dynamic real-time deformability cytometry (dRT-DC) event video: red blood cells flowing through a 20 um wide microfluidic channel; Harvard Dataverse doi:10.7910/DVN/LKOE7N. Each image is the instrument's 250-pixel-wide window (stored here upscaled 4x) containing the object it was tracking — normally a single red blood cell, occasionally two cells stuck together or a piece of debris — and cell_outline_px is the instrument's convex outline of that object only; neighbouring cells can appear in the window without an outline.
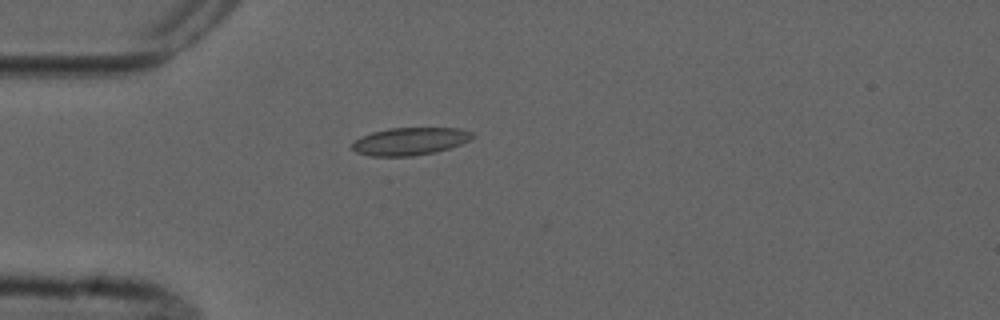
{"species": "common noctule bat (a hibernating species)", "species_latin": "Nyctalus noctula", "temperature_condition": "cold", "stored_images_in_passage": 5, "camera_frame_rate_fps": 3000, "um_per_image_px": 0.085, "animal": {"sex": "male", "forearm_length_mm": 52.5}, "frame": {"image": 1, "passage_image": 4, "time_ms": 4.333, "image_size_px": [1000, 320], "cell_outline_px": [[476, 136], [460, 144], [436, 152], [412, 156], [372, 156], [356, 152], [352, 148], [352, 144], [360, 136], [372, 132], [388, 128], [460, 128], [472, 132]], "centroid_in_image_um": [34.84, 12.0], "position_along_channel_um": 50.2, "area_um2": 19.31}}